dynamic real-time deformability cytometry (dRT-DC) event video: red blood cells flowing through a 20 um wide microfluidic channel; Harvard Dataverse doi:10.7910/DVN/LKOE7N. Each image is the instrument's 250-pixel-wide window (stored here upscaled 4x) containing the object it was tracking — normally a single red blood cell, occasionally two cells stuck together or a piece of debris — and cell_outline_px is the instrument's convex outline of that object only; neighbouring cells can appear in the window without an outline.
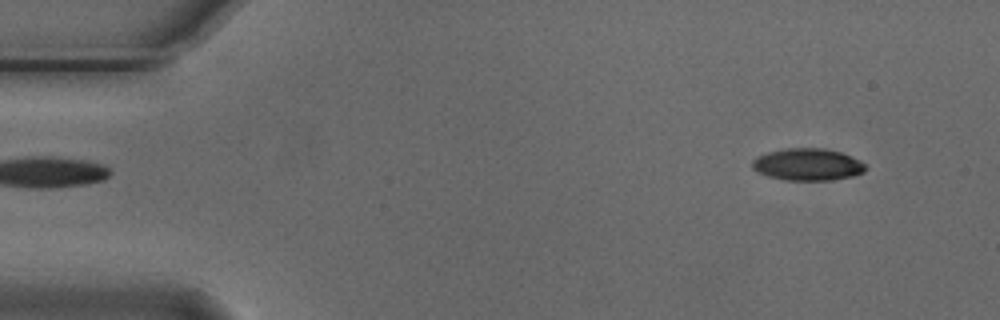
{"species": "Egyptian fruit bat (a non-hibernating species)", "species_latin": "Rousettus aegyptiacus", "temperature_condition": "cold", "stored_images_in_passage": 50, "camera_frame_rate_fps": 3000, "um_per_image_px": 0.085, "animal": {"sex": "male"}, "frame": {"image": 1, "passage_image": 1, "time_ms": 0.0, "image_size_px": [1000, 320], "cell_outline_px": [[864, 172], [852, 176], [832, 180], [788, 180], [768, 176], [752, 168], [752, 160], [756, 156], [768, 152], [784, 148], [824, 148], [840, 152], [852, 156], [860, 160], [864, 164]], "centroid_in_image_um": [68.64, 13.97], "position_along_channel_um": 16.4, "area_um2": 21.1}}
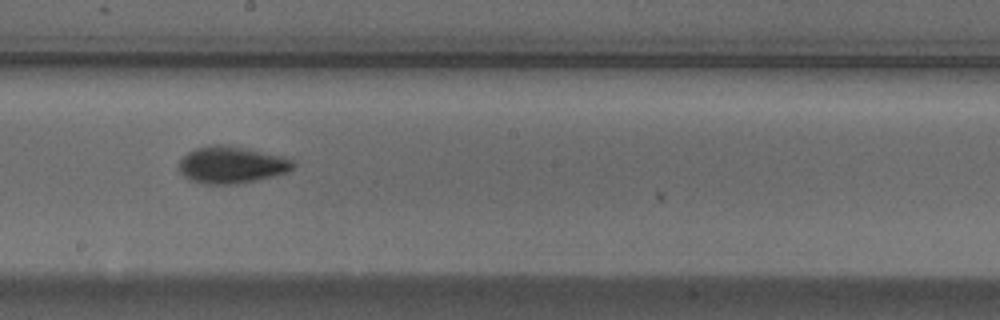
{"frame": {"image": 2, "passage_image": 26, "time_ms": 8.333, "image_size_px": [1000, 320], "cell_outline_px": [[296, 164], [288, 172], [256, 180], [236, 184], [204, 184], [188, 180], [176, 168], [180, 160], [188, 152], [196, 148], [212, 144], [228, 144], [280, 156], [292, 160]], "centroid_in_image_um": [19.62, 14.01], "position_along_channel_um": 228.6, "area_um2": 24.68}}
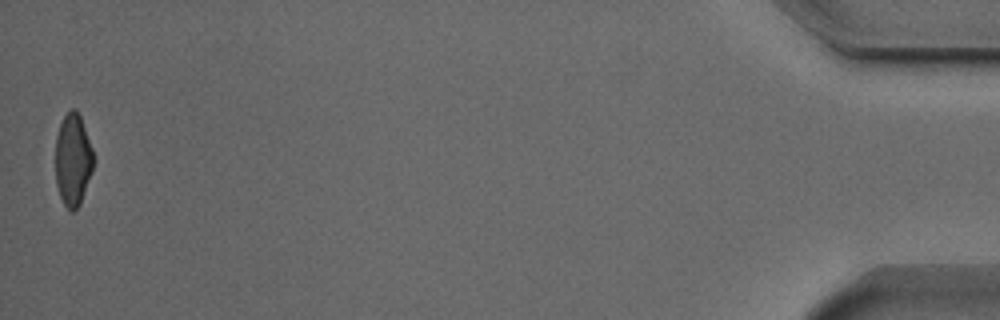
{"frame": {"image": 3, "passage_image": 50, "time_ms": 16.333, "image_size_px": [1000, 320], "cell_outline_px": [[92, 172], [80, 204], [72, 212], [64, 204], [60, 196], [56, 184], [56, 136], [60, 124], [64, 116], [72, 108], [76, 108], [80, 116], [92, 148]], "centroid_in_image_um": [6.19, 13.58], "position_along_channel_um": 429.0, "area_um2": 20.11}, "authors_computed_cell_mechanics": {"area_um2": 22.4264, "velocity_mm_per_s": 3.7509, "shape_relaxation_time_tau1_ms": 3.264, "shape_relaxation_time_tau2_ms": 2.5409, "deformation_change_tau1": 0.1513, "deformation_change_tau2": 0.0869}}